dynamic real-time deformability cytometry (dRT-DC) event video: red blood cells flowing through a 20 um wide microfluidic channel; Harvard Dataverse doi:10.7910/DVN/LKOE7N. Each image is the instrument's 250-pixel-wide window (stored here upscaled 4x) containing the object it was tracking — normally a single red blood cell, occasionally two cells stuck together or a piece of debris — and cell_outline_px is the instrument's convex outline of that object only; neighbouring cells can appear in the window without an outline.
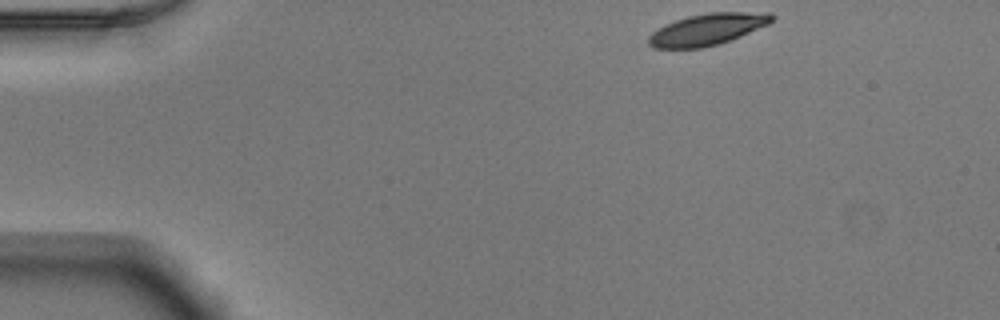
{"species": "Egyptian fruit bat (a non-hibernating species)", "species_latin": "Rousettus aegyptiacus", "temperature_condition": "warm", "stored_images_in_passage": 46, "camera_frame_rate_fps": 3000, "um_per_image_px": 0.085, "animal": {"sex": "male"}, "frame": {"image": 1, "passage_image": 1, "time_ms": 0.0, "image_size_px": [1000, 320], "cell_outline_px": [[776, 16], [768, 24], [740, 36], [720, 44], [704, 48], [652, 48], [648, 44], [648, 36], [652, 32], [676, 20], [688, 16], [708, 12], [768, 12]], "centroid_in_image_um": [60.14, 2.5], "position_along_channel_um": 24.9, "area_um2": 22.6}}
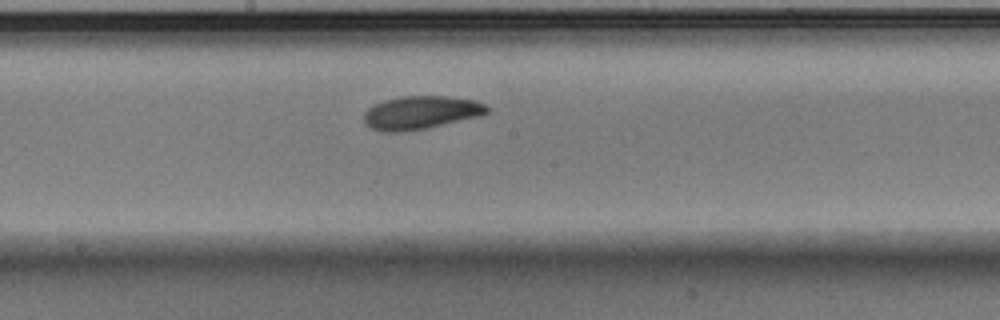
{"frame": {"image": 2, "passage_image": 22, "time_ms": 7.0, "image_size_px": [1000, 320], "cell_outline_px": [[492, 108], [488, 112], [480, 116], [428, 128], [404, 132], [384, 132], [372, 128], [364, 124], [364, 112], [368, 108], [384, 100], [404, 96], [444, 96], [476, 100]], "centroid_in_image_um": [35.79, 9.58], "position_along_channel_um": 212.4, "area_um2": 23.99}}
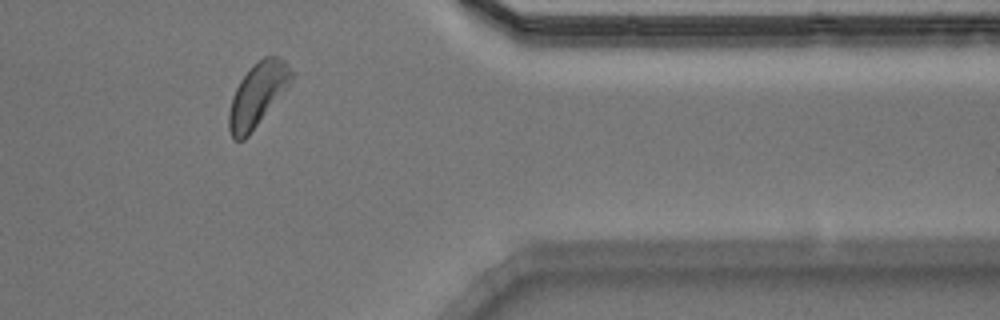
{"frame": {"image": 3, "passage_image": 37, "time_ms": 12.0, "image_size_px": [1000, 320], "cell_outline_px": [[292, 76], [288, 88], [248, 136], [244, 140], [232, 140], [228, 128], [228, 112], [232, 96], [240, 80], [264, 56], [280, 56], [288, 64], [292, 72]], "centroid_in_image_um": [21.88, 8.09], "position_along_channel_um": 389.5, "area_um2": 22.95}, "authors_computed_cell_mechanics": {"area_um2": 23.2356, "velocity_mm_per_s": 3.849, "shape_relaxation_time_tau1_ms": 2.5286, "shape_relaxation_time_tau2_ms": 9.3765, "deformation_change_tau1": 0.1123, "deformation_change_tau2": 0.1632}}